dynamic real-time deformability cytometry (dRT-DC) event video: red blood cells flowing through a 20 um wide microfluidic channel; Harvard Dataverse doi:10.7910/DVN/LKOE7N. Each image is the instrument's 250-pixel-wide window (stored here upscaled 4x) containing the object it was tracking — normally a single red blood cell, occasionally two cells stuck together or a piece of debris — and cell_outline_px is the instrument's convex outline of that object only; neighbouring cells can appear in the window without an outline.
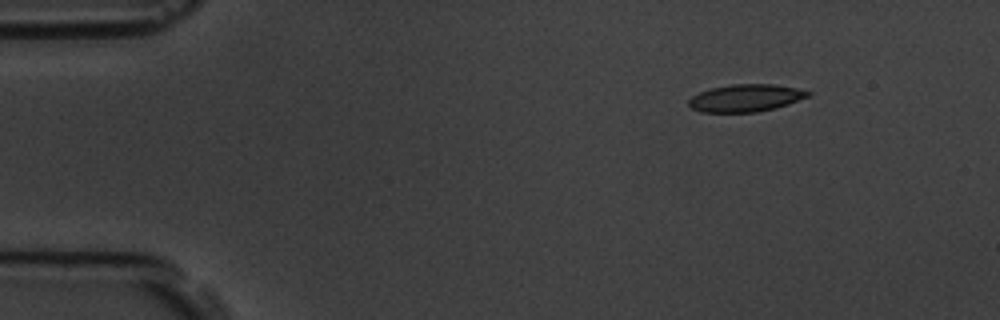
{"species": "common noctule bat (a hibernating species)", "species_latin": "Nyctalus noctula", "temperature_condition": "room temperature", "stored_images_in_passage": 7, "camera_frame_rate_fps": 3000, "um_per_image_px": 0.085, "animal": {"sex": "male", "body_mass_g": 19.5, "forearm_length_mm": 54.6}, "frame": {"image": 1, "passage_image": 2, "time_ms": 2.0, "image_size_px": [1000, 320], "cell_outline_px": [[812, 92], [808, 96], [788, 104], [756, 112], [700, 112], [692, 108], [688, 104], [688, 100], [692, 96], [700, 92], [712, 88], [732, 84], [772, 84], [796, 88]], "centroid_in_image_um": [63.35, 8.33], "position_along_channel_um": 21.6, "area_um2": 18.79}}
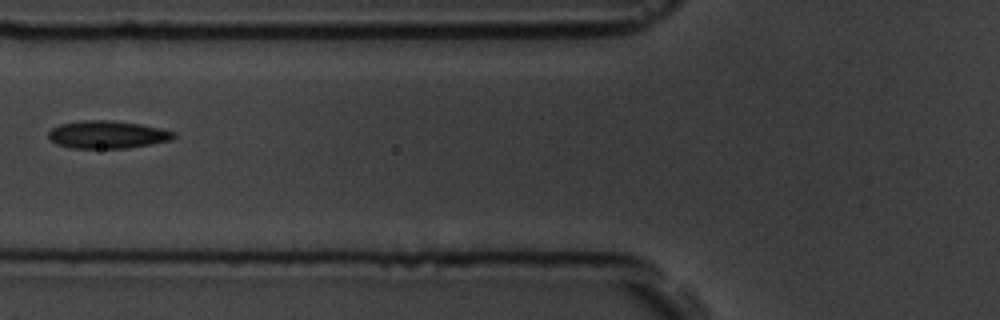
{"frame": {"image": 2, "passage_image": 6, "time_ms": 6.667, "image_size_px": [1000, 320], "cell_outline_px": [[176, 136], [172, 140], [124, 148], [72, 148], [56, 144], [48, 136], [48, 132], [52, 128], [60, 124], [80, 120], [112, 120], [140, 124], [160, 128], [176, 132]], "centroid_in_image_um": [9.12, 11.43], "position_along_channel_um": 116.7, "area_um2": 20.17}}
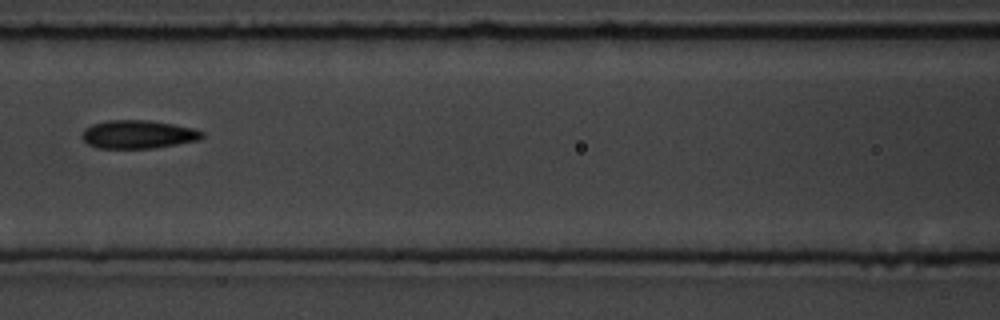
{"frame": {"image": 3, "passage_image": 7, "time_ms": 7.667, "image_size_px": [1000, 320], "cell_outline_px": [[204, 136], [200, 140], [152, 148], [96, 148], [88, 144], [84, 140], [84, 128], [92, 124], [108, 120], [148, 120], [196, 128], [204, 132]], "centroid_in_image_um": [11.78, 11.42], "position_along_channel_um": 154.8, "area_um2": 19.77}}